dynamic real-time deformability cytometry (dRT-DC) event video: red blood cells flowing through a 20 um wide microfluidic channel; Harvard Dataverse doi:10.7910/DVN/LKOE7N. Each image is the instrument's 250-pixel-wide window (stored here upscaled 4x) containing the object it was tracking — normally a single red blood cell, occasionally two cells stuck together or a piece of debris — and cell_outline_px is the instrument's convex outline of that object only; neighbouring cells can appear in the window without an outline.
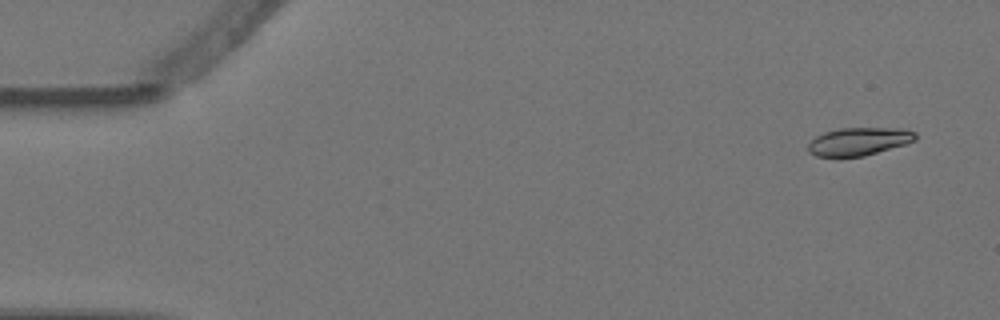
{"species": "Egyptian fruit bat (a non-hibernating species)", "species_latin": "Rousettus aegyptiacus", "temperature_condition": "warm", "stored_images_in_passage": 4, "camera_frame_rate_fps": 3000, "um_per_image_px": 0.085, "animal": {"sex": "female"}, "frame": {"image": 1, "passage_image": 1, "time_ms": 0.0, "image_size_px": [1000, 320], "cell_outline_px": [[916, 140], [904, 144], [864, 156], [816, 156], [808, 152], [808, 144], [816, 136], [824, 132], [840, 128], [908, 128], [916, 132]], "centroid_in_image_um": [73.02, 12.0], "position_along_channel_um": 12.0, "area_um2": 17.4}}
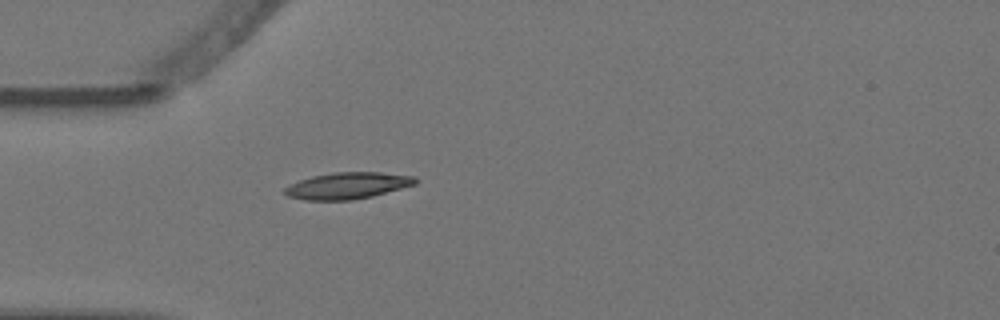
{"frame": {"image": 2, "passage_image": 4, "time_ms": 1.0, "image_size_px": [1000, 320], "cell_outline_px": [[420, 180], [416, 184], [372, 196], [352, 200], [304, 200], [288, 196], [284, 192], [284, 188], [288, 184], [312, 176], [332, 172], [380, 172], [416, 176]], "centroid_in_image_um": [29.55, 15.77], "position_along_channel_um": 55.4, "area_um2": 20.35}}